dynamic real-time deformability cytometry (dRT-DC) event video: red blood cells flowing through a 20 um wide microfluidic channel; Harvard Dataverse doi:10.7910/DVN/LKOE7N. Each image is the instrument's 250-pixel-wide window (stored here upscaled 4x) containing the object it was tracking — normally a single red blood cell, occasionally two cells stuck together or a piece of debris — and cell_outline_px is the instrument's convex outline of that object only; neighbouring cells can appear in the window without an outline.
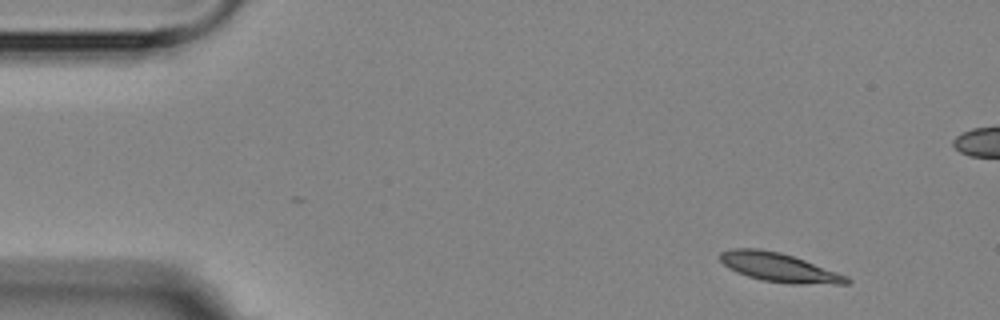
{"species": "Egyptian fruit bat (a non-hibernating species)", "species_latin": "Rousettus aegyptiacus", "temperature_condition": "room temperature", "stored_images_in_passage": 5, "camera_frame_rate_fps": 3000, "um_per_image_px": 0.085, "animal": {"sex": "female"}, "frame": {"image": 1, "passage_image": 1, "time_ms": 0.0, "image_size_px": [1000, 320], "cell_outline_px": [[852, 280], [848, 284], [788, 284], [764, 280], [748, 276], [736, 272], [728, 268], [720, 260], [720, 252], [732, 248], [760, 248], [780, 252], [804, 260], [848, 276]], "centroid_in_image_um": [66.22, 22.73], "position_along_channel_um": 18.8, "area_um2": 21.33}}